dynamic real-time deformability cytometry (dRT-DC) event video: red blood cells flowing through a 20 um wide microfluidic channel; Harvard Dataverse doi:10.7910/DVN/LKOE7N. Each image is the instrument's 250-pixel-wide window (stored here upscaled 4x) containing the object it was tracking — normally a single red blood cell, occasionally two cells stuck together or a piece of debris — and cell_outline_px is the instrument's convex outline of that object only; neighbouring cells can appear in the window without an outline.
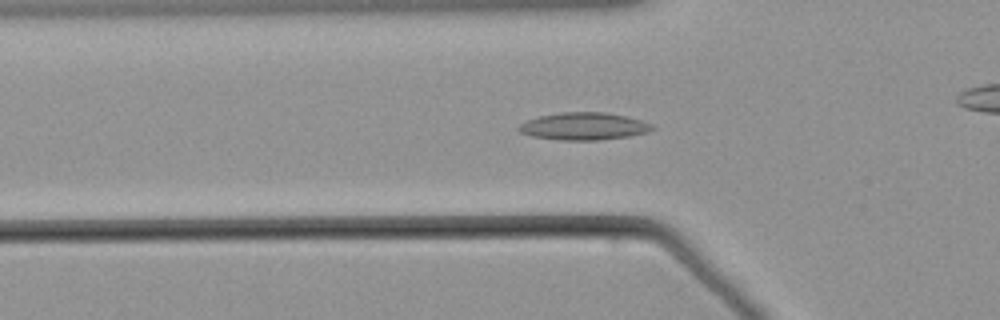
{"species": "common noctule bat (a hibernating species)", "species_latin": "Nyctalus noctula", "temperature_condition": "warm", "stored_images_in_passage": 44, "camera_frame_rate_fps": 3000, "um_per_image_px": 0.085, "animal": {"sex": "male", "body_mass_g": 21.5, "forearm_length_mm": 52.0}, "frame": {"image": 1, "passage_image": 12, "time_ms": 3.667, "image_size_px": [1000, 320], "cell_outline_px": [[656, 128], [648, 132], [628, 136], [600, 140], [560, 140], [532, 136], [520, 132], [516, 128], [520, 124], [528, 120], [540, 116], [560, 112], [604, 112], [624, 116], [640, 120], [652, 124]], "centroid_in_image_um": [49.62, 10.73], "position_along_channel_um": 76.2, "area_um2": 21.21}}
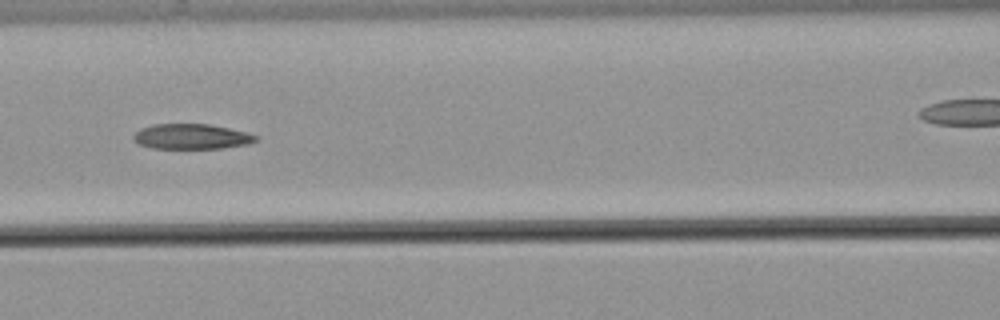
{"frame": {"image": 2, "passage_image": 18, "time_ms": 5.667, "image_size_px": [1000, 320], "cell_outline_px": [[260, 140], [248, 144], [224, 148], [152, 148], [140, 144], [132, 140], [132, 136], [140, 128], [152, 124], [208, 124], [228, 128], [260, 136]], "centroid_in_image_um": [16.28, 11.6], "position_along_channel_um": 150.3, "area_um2": 18.03}}
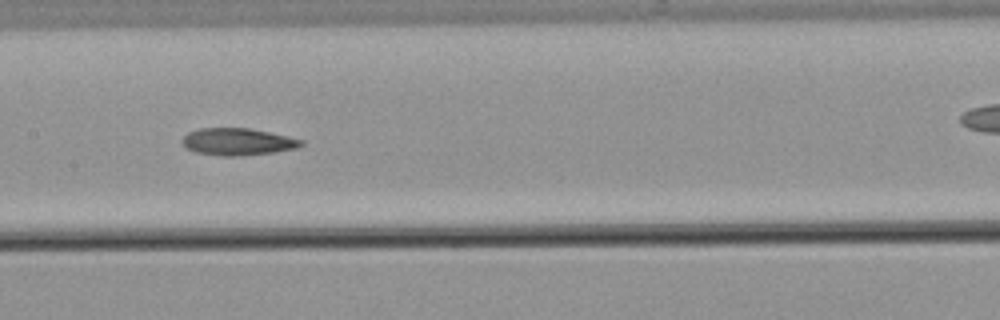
{"frame": {"image": 3, "passage_image": 21, "time_ms": 6.667, "image_size_px": [1000, 320], "cell_outline_px": [[304, 144], [296, 148], [272, 152], [240, 156], [220, 156], [196, 152], [188, 148], [184, 144], [184, 136], [188, 132], [200, 128], [248, 128], [288, 136], [304, 140]], "centroid_in_image_um": [20.23, 12.04], "position_along_channel_um": 187.2, "area_um2": 18.55}}